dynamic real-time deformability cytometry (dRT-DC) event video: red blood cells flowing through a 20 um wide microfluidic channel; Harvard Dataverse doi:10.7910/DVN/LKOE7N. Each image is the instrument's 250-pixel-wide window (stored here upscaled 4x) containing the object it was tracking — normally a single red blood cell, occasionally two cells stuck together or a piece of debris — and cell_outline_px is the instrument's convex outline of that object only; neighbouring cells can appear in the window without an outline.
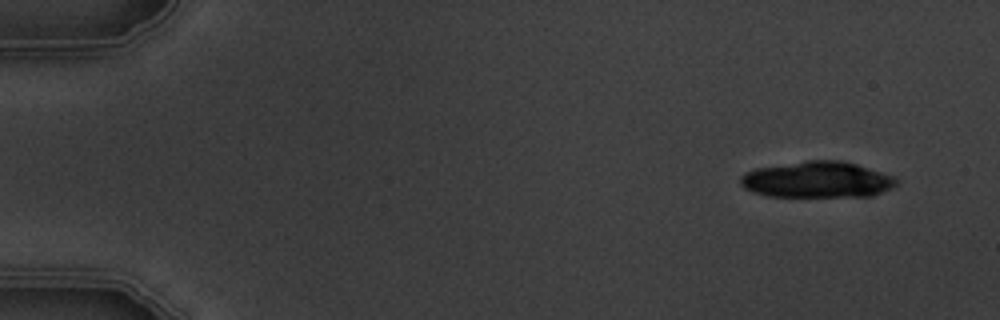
{"species": "common noctule bat (a hibernating species)", "species_latin": "Nyctalus noctula", "temperature_condition": "warm", "stored_images_in_passage": 8, "camera_frame_rate_fps": 3000, "um_per_image_px": 0.085, "animal": {"sex": "male", "body_mass_g": 19.5, "forearm_length_mm": 54.6}, "frame": {"image": 1, "passage_image": 1, "time_ms": 0.0, "image_size_px": [1000, 320], "cell_outline_px": [[896, 184], [892, 188], [872, 196], [764, 196], [752, 192], [744, 188], [740, 184], [740, 176], [744, 172], [756, 168], [804, 160], [844, 160], [892, 176], [896, 180]], "centroid_in_image_um": [69.4, 15.27], "position_along_channel_um": 15.6, "area_um2": 32.95}}
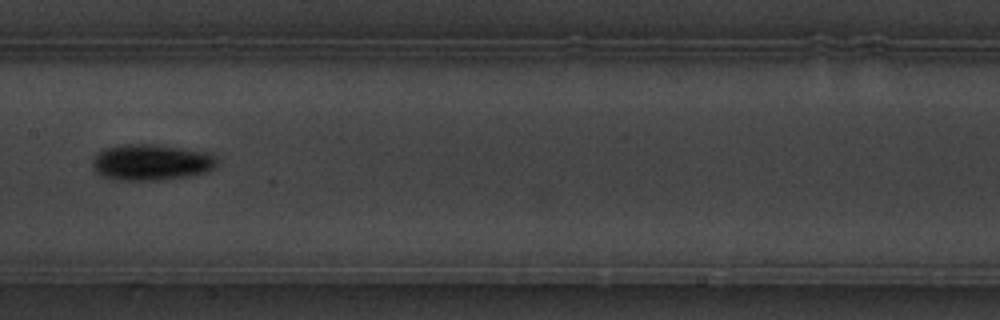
{"frame": {"image": 2, "passage_image": 8, "time_ms": 8.333, "image_size_px": [1000, 320], "cell_outline_px": [[216, 168], [208, 172], [188, 176], [160, 180], [116, 180], [100, 176], [96, 172], [92, 164], [92, 160], [96, 152], [104, 148], [120, 144], [152, 144], [212, 152], [216, 160]], "centroid_in_image_um": [12.84, 13.79], "position_along_channel_um": 194.6, "area_um2": 26.65}}